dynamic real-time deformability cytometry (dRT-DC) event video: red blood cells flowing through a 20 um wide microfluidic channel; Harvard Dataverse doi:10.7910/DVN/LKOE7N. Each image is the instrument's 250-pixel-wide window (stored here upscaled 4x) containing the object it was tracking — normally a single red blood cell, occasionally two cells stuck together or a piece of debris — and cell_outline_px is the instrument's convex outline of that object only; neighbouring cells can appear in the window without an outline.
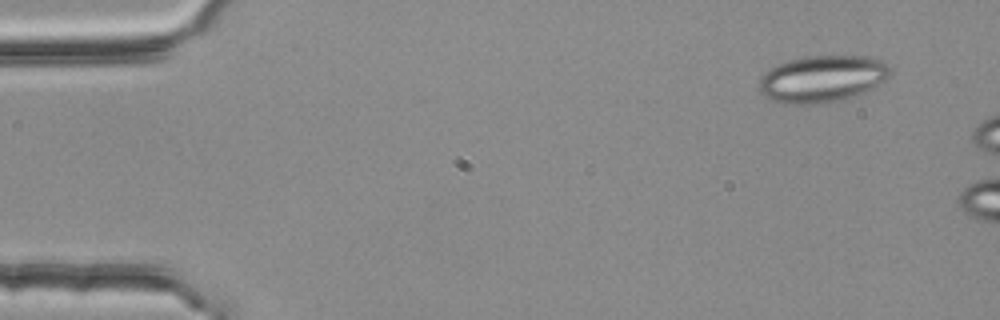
{"species": "common noctule bat (a hibernating species)", "species_latin": "Nyctalus noctula", "temperature_condition": "room temperature", "stored_images_in_passage": 3, "camera_frame_rate_fps": 3000, "um_per_image_px": 0.085, "animal": {"sex": "female", "body_mass_g": 25.1}, "frame": {"image": 1, "passage_image": 1, "time_ms": 0.0, "image_size_px": [1000, 320], "cell_outline_px": [[892, 72], [884, 80], [868, 92], [856, 96], [824, 104], [784, 104], [772, 100], [764, 96], [756, 88], [760, 76], [764, 72], [780, 64], [804, 56], [872, 56], [884, 60], [892, 68]], "centroid_in_image_um": [69.91, 6.71], "position_along_channel_um": 15.1, "area_um2": 36.47}}